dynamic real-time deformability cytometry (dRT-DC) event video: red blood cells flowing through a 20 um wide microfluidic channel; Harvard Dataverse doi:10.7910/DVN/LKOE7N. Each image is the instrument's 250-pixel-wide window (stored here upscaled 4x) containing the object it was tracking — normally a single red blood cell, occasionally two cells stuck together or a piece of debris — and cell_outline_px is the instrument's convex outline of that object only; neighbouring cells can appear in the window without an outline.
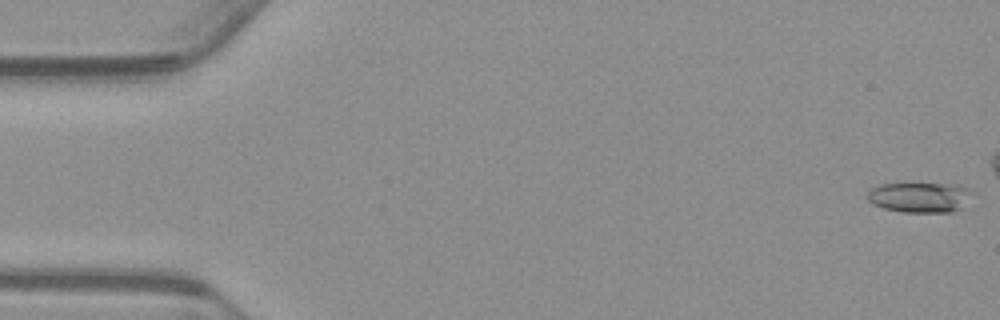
{"species": "common noctule bat (a hibernating species)", "species_latin": "Nyctalus noctula", "temperature_condition": "warm", "stored_images_in_passage": 45, "camera_frame_rate_fps": 3000, "um_per_image_px": 0.085, "animal": {"sex": "male", "body_mass_g": 23.1, "forearm_length_mm": 52.7}, "frame": {"image": 1, "passage_image": 1, "time_ms": 0.0, "image_size_px": [1000, 320], "cell_outline_px": [[972, 192], [952, 212], [904, 212], [884, 208], [872, 204], [868, 200], [868, 192], [872, 188], [880, 184], [952, 184], [968, 188]], "centroid_in_image_um": [78.08, 16.76], "position_along_channel_um": 6.9, "area_um2": 17.8}}
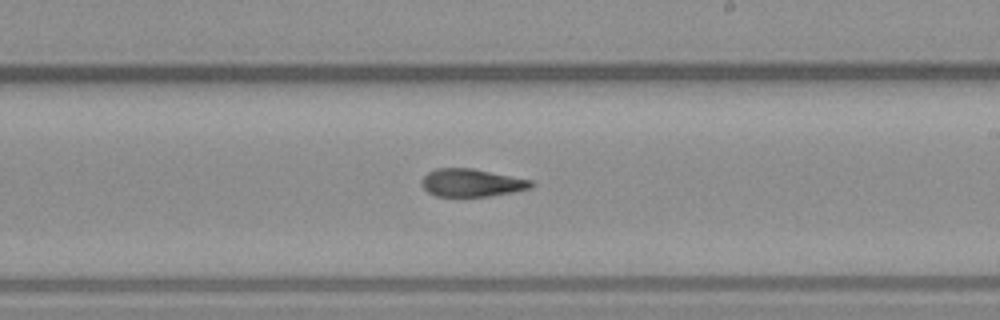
{"frame": {"image": 2, "passage_image": 32, "time_ms": 10.333, "image_size_px": [1000, 320], "cell_outline_px": [[536, 184], [532, 188], [512, 192], [488, 196], [436, 196], [428, 192], [420, 184], [420, 180], [428, 172], [436, 168], [472, 168], [532, 180]], "centroid_in_image_um": [40.09, 15.53], "position_along_channel_um": 248.9, "area_um2": 17.8}}
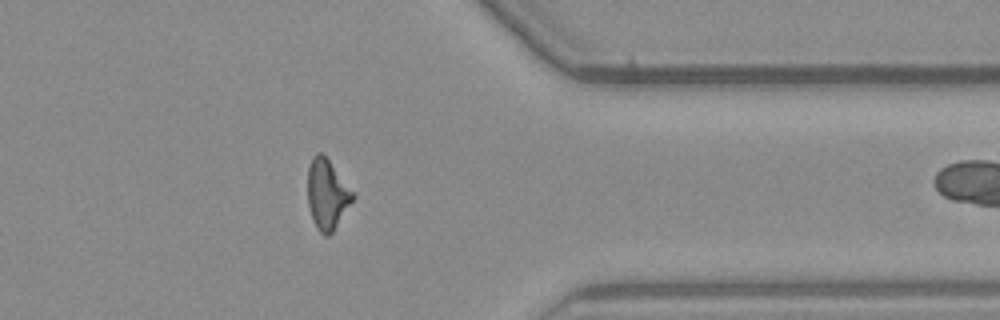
{"frame": {"image": 3, "passage_image": 44, "time_ms": 14.333, "image_size_px": [1000, 320], "cell_outline_px": [[356, 196], [332, 232], [328, 236], [324, 236], [316, 228], [312, 220], [308, 204], [308, 168], [312, 156], [316, 152], [320, 152], [328, 160]], "centroid_in_image_um": [27.78, 16.54], "position_along_channel_um": 383.6, "area_um2": 18.15}}